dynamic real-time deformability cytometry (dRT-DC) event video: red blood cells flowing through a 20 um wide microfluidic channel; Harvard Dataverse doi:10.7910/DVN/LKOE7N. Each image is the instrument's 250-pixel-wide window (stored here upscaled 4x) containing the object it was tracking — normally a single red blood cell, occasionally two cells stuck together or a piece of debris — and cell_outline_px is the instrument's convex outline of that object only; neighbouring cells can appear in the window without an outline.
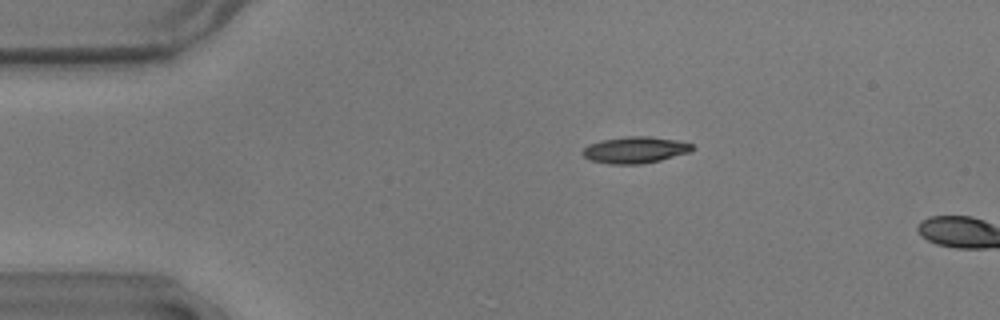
{"species": "common noctule bat (a hibernating species)", "species_latin": "Nyctalus noctula", "temperature_condition": "warm", "stored_images_in_passage": 5, "camera_frame_rate_fps": 3000, "um_per_image_px": 0.085, "animal": {"sex": "male", "body_mass_g": 17.9}, "frame": {"image": 1, "passage_image": 3, "time_ms": 0.667, "image_size_px": [1000, 320], "cell_outline_px": [[692, 148], [688, 152], [660, 160], [640, 164], [612, 164], [592, 160], [584, 156], [580, 152], [588, 144], [600, 140], [628, 136], [648, 136], [676, 140], [692, 144]], "centroid_in_image_um": [53.93, 12.73], "position_along_channel_um": 31.1, "area_um2": 16.7}}